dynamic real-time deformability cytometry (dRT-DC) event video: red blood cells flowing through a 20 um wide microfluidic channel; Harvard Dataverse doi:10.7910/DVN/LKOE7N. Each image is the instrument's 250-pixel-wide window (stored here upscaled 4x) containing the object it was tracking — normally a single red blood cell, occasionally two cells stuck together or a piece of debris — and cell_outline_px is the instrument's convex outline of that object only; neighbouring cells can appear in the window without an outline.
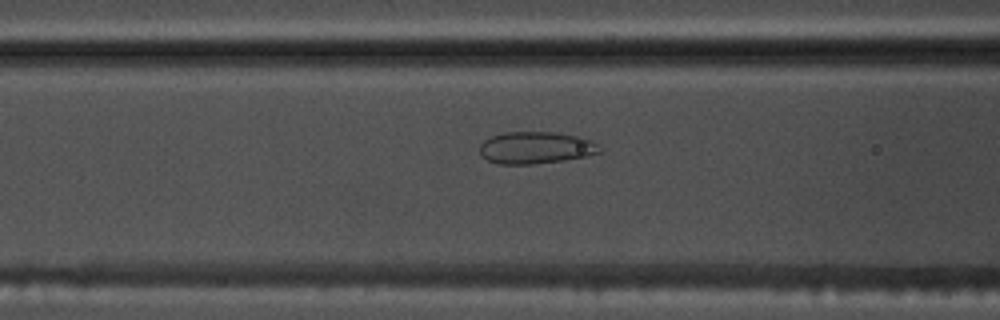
{"species": "common noctule bat (a hibernating species)", "species_latin": "Nyctalus noctula", "temperature_condition": "warm", "stored_images_in_passage": 53, "camera_frame_rate_fps": 3000, "um_per_image_px": 0.085, "animal": {"sex": "male", "body_mass_g": 17.5, "forearm_length_mm": 52.3}, "frame": {"image": 1, "passage_image": 21, "time_ms": 6.667, "image_size_px": [1000, 320], "cell_outline_px": [[604, 152], [588, 156], [564, 160], [532, 164], [496, 164], [480, 156], [480, 144], [484, 140], [492, 136], [504, 132], [556, 132], [580, 136], [592, 140]], "centroid_in_image_um": [45.56, 12.56], "position_along_channel_um": 121.0, "area_um2": 22.66}}
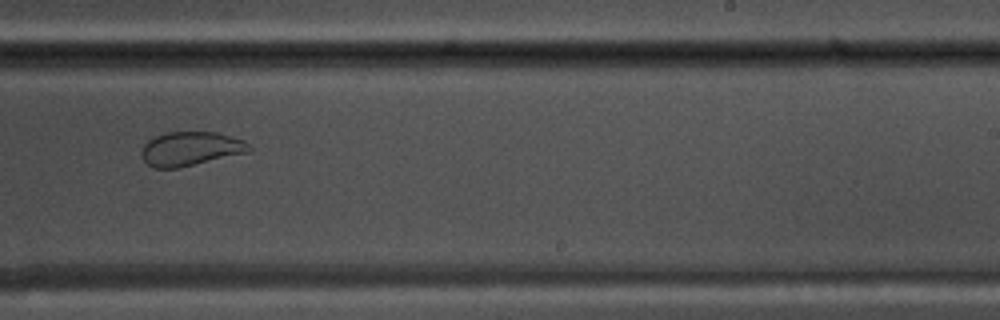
{"frame": {"image": 2, "passage_image": 33, "time_ms": 10.667, "image_size_px": [1000, 320], "cell_outline_px": [[252, 152], [176, 168], [152, 168], [144, 160], [140, 152], [144, 144], [148, 140], [164, 132], [216, 132], [244, 140], [252, 148]], "centroid_in_image_um": [16.21, 12.64], "position_along_channel_um": 272.8, "area_um2": 21.44}}
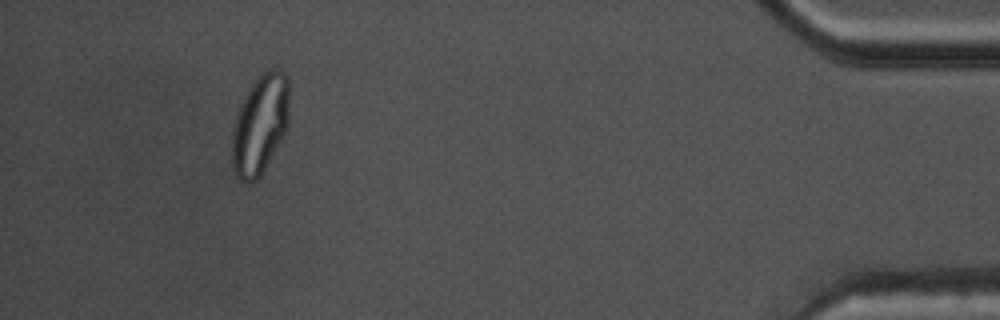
{"frame": {"image": 3, "passage_image": 49, "time_ms": 16.0, "image_size_px": [1000, 320], "cell_outline_px": [[288, 124], [280, 140], [260, 176], [256, 180], [248, 184], [244, 184], [236, 176], [232, 164], [232, 128], [240, 104], [248, 88], [256, 76], [268, 68], [280, 68], [288, 76]], "centroid_in_image_um": [22.08, 10.53], "position_along_channel_um": 413.1, "area_um2": 33.47}}